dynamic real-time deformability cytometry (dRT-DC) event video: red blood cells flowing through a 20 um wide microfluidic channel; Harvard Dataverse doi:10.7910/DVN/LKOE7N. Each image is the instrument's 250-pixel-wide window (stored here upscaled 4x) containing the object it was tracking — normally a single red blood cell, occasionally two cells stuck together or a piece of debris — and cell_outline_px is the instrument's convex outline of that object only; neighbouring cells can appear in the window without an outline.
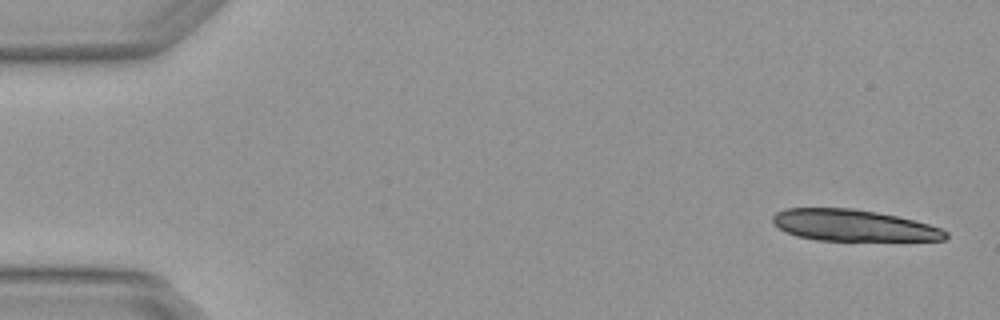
{"species": "Egyptian fruit bat (a non-hibernating species)", "species_latin": "Rousettus aegyptiacus", "temperature_condition": "warm", "stored_images_in_passage": 6, "segment_of_instrument_passage": [1, 2], "camera_frame_rate_fps": 3000, "um_per_image_px": 0.085, "animal": {"sex": "female"}, "frame": {"image": 1, "passage_image": 1, "time_ms": 0.0, "image_size_px": [1000, 320], "cell_outline_px": [[948, 236], [944, 240], [816, 240], [796, 236], [784, 232], [772, 224], [772, 216], [776, 212], [784, 208], [852, 208], [876, 212], [896, 216], [928, 224], [940, 228], [948, 232]], "centroid_in_image_um": [72.46, 19.15], "position_along_channel_um": 12.5, "area_um2": 31.67}}